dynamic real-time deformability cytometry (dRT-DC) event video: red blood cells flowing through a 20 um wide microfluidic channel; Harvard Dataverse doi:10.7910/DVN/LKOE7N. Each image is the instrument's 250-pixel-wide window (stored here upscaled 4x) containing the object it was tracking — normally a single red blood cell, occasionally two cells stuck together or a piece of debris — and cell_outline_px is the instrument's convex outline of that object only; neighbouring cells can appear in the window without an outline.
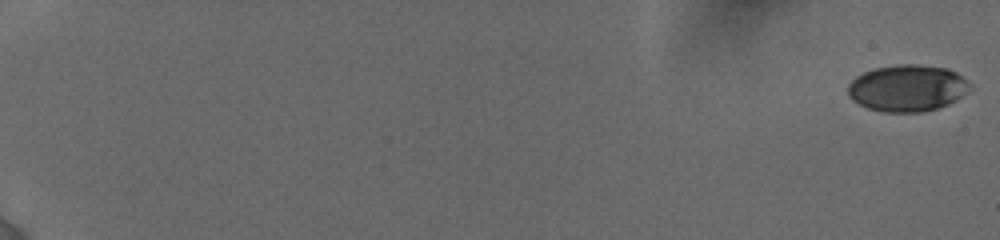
{"species": "human", "species_latin": "Homo sapiens", "temperature_condition": "cold", "stored_images_in_passage": 36, "camera_frame_rate_fps": 3000, "um_per_image_px": 0.085, "donor": {"sex": "female"}, "frame": {"image": 1, "passage_image": 1, "time_ms": 0.0, "image_size_px": [1000, 240], "cell_outline_px": [[972, 88], [968, 92], [956, 100], [948, 104], [924, 112], [884, 112], [868, 108], [852, 100], [848, 96], [848, 84], [856, 76], [864, 72], [876, 68], [900, 64], [916, 64], [948, 68], [956, 72], [972, 84]], "centroid_in_image_um": [77.15, 7.49], "position_along_channel_um": 7.9, "area_um2": 33.35}}
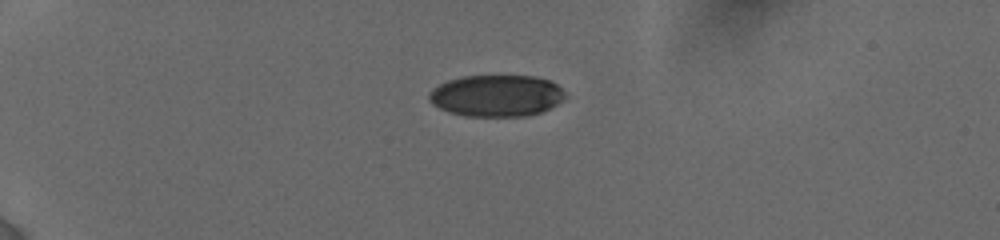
{"frame": {"image": 2, "passage_image": 28, "time_ms": 5.333, "image_size_px": [1000, 240], "cell_outline_px": [[568, 96], [564, 100], [540, 112], [528, 116], [464, 116], [448, 112], [432, 104], [428, 100], [428, 92], [432, 88], [448, 80], [464, 76], [536, 76], [552, 80]], "centroid_in_image_um": [42.19, 8.13], "position_along_channel_um": 42.8, "area_um2": 33.29}}
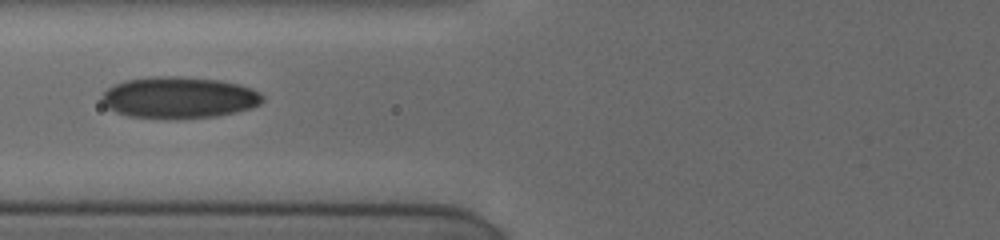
{"frame": {"image": 3, "passage_image": 35, "time_ms": 8.667, "image_size_px": [1000, 240], "cell_outline_px": [[264, 100], [260, 104], [252, 108], [236, 112], [216, 116], [176, 120], [172, 120], [128, 116], [116, 112], [108, 108], [104, 104], [104, 92], [108, 88], [116, 84], [128, 80], [156, 76], [176, 76], [220, 80], [240, 84], [252, 88], [260, 92], [264, 96]], "centroid_in_image_um": [15.28, 8.31], "position_along_channel_um": 110.5, "area_um2": 39.19}}